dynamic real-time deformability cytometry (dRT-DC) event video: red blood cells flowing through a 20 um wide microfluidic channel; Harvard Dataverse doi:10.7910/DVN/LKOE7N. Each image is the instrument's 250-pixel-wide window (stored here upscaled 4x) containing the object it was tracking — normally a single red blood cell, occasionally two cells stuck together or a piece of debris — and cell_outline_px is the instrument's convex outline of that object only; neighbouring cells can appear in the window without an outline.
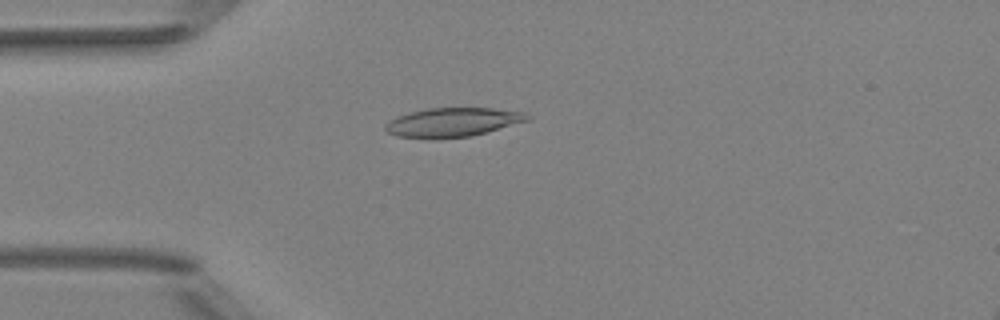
{"species": "Egyptian fruit bat (a non-hibernating species)", "species_latin": "Rousettus aegyptiacus", "temperature_condition": "room temperature", "stored_images_in_passage": 51, "camera_frame_rate_fps": 3000, "um_per_image_px": 0.085, "animal": {"sex": "female"}, "frame": {"image": 1, "passage_image": 14, "time_ms": 4.333, "image_size_px": [1000, 320], "cell_outline_px": [[532, 116], [528, 120], [484, 132], [468, 136], [396, 136], [388, 132], [384, 128], [384, 124], [396, 116], [408, 112], [428, 108], [492, 108], [524, 112]], "centroid_in_image_um": [38.47, 10.34], "position_along_channel_um": 46.5, "area_um2": 23.06}}
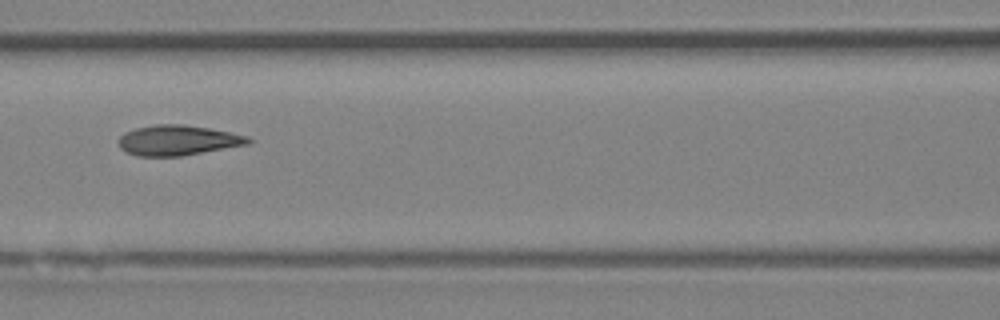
{"frame": {"image": 2, "passage_image": 23, "time_ms": 7.333, "image_size_px": [1000, 320], "cell_outline_px": [[252, 140], [248, 144], [180, 156], [136, 156], [120, 148], [120, 136], [124, 132], [136, 128], [156, 124], [184, 124], [208, 128], [248, 136]], "centroid_in_image_um": [15.1, 11.92], "position_along_channel_um": 151.5, "area_um2": 22.54}}
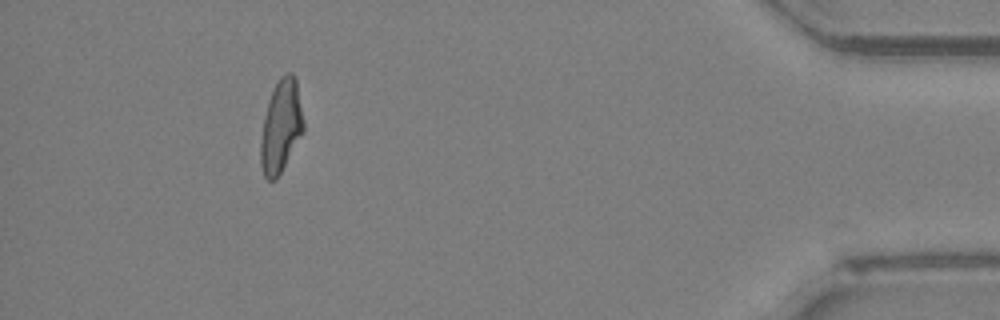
{"frame": {"image": 3, "passage_image": 47, "time_ms": 15.333, "image_size_px": [1000, 320], "cell_outline_px": [[304, 132], [276, 180], [268, 180], [264, 176], [260, 164], [260, 140], [264, 116], [268, 100], [280, 76], [284, 72], [292, 72], [296, 76], [304, 124]], "centroid_in_image_um": [23.88, 10.72], "position_along_channel_um": 411.3, "area_um2": 23.35}, "authors_computed_cell_mechanics": {"area_um2": 23.2934, "velocity_mm_per_s": 4.0145, "shape_relaxation_time_tau1_ms": 5.5863, "shape_relaxation_time_tau2_ms": 1.8883, "deformation_change_tau1": 0.1847, "deformation_change_tau2": 0.0891}}